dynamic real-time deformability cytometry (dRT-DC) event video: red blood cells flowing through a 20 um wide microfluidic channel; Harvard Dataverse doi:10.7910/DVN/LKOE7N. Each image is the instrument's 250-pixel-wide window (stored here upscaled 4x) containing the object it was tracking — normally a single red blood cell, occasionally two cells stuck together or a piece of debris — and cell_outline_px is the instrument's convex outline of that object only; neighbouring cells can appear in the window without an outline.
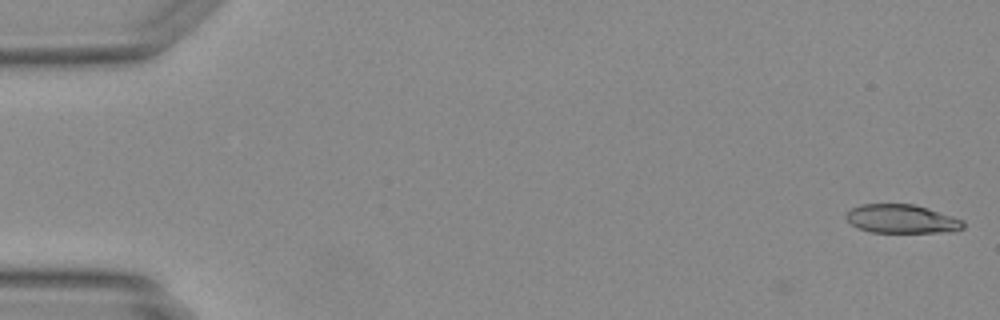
{"species": "Egyptian fruit bat (a non-hibernating species)", "species_latin": "Rousettus aegyptiacus", "temperature_condition": "warm", "stored_images_in_passage": 6, "camera_frame_rate_fps": 3000, "um_per_image_px": 0.085, "animal": {"sex": "female"}, "frame": {"image": 1, "passage_image": 1, "time_ms": 0.0, "image_size_px": [1000, 320], "cell_outline_px": [[964, 228], [952, 232], [872, 232], [856, 228], [844, 216], [852, 208], [860, 204], [916, 204], [964, 220]], "centroid_in_image_um": [76.66, 18.61], "position_along_channel_um": 8.3, "area_um2": 19.65}}